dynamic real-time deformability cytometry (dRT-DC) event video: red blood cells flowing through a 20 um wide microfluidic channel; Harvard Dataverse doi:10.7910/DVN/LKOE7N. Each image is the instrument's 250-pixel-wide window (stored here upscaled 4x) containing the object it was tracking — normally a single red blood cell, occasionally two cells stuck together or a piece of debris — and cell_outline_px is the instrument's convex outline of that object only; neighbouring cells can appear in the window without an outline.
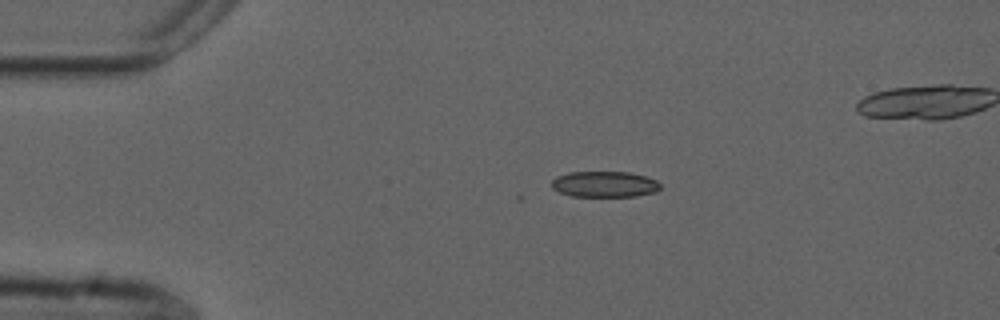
{"species": "common noctule bat (a hibernating species)", "species_latin": "Nyctalus noctula", "temperature_condition": "cold", "stored_images_in_passage": 2, "camera_frame_rate_fps": 3000, "um_per_image_px": 0.085, "animal": {"sex": "male", "forearm_length_mm": 52.5}, "frame": {"image": 1, "passage_image": 2, "time_ms": 0.333, "image_size_px": [1000, 320], "cell_outline_px": [[660, 188], [656, 192], [636, 196], [572, 196], [560, 192], [552, 188], [552, 180], [556, 176], [568, 172], [628, 172], [644, 176], [656, 180], [660, 184]], "centroid_in_image_um": [51.38, 15.66], "position_along_channel_um": 33.6, "area_um2": 16.36}}